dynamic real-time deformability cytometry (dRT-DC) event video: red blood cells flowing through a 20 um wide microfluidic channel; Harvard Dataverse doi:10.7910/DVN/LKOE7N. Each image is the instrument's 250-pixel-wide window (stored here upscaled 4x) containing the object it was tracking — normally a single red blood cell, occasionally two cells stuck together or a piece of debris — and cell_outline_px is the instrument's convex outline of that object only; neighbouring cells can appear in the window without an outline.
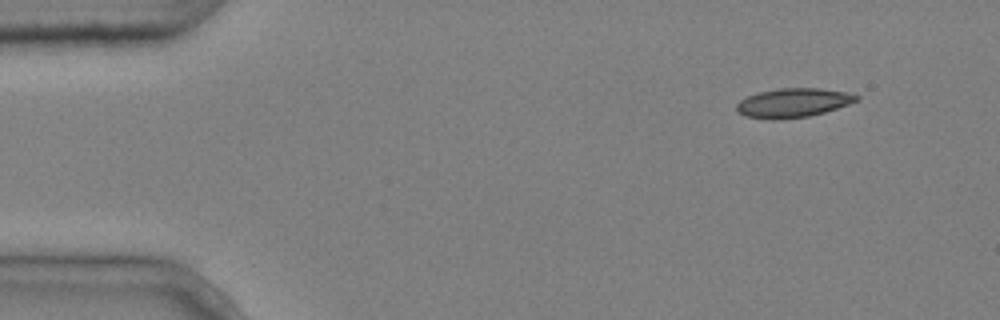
{"species": "common noctule bat (a hibernating species)", "species_latin": "Nyctalus noctula", "temperature_condition": "cold", "stored_images_in_passage": 5, "camera_frame_rate_fps": 3000, "um_per_image_px": 0.085, "animal": {"sex": "male", "body_mass_g": 20.4}, "frame": {"image": 1, "passage_image": 1, "time_ms": 0.0, "image_size_px": [1000, 320], "cell_outline_px": [[860, 100], [824, 112], [808, 116], [776, 120], [772, 120], [744, 116], [736, 112], [736, 104], [740, 100], [748, 96], [760, 92], [780, 88], [820, 88], [848, 92], [860, 96]], "centroid_in_image_um": [67.41, 8.74], "position_along_channel_um": 17.6, "area_um2": 20.4}}
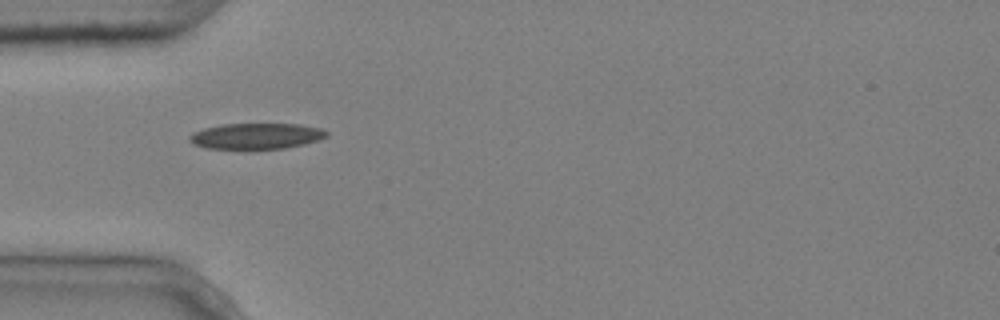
{"frame": {"image": 2, "passage_image": 4, "time_ms": 1.0, "image_size_px": [1000, 320], "cell_outline_px": [[328, 136], [320, 140], [304, 144], [284, 148], [252, 152], [248, 152], [208, 148], [196, 144], [188, 140], [188, 136], [192, 132], [204, 128], [224, 124], [300, 124], [320, 128], [328, 132]], "centroid_in_image_um": [21.77, 11.61], "position_along_channel_um": 63.2, "area_um2": 21.62}}